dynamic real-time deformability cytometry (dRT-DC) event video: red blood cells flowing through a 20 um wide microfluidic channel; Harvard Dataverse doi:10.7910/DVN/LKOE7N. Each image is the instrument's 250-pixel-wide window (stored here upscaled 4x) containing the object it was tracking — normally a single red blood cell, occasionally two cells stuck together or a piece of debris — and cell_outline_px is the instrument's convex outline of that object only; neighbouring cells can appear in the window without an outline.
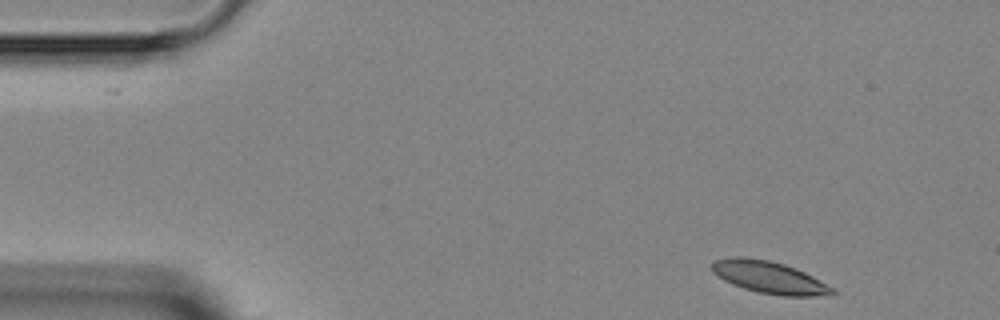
{"species": "Egyptian fruit bat (a non-hibernating species)", "species_latin": "Rousettus aegyptiacus", "temperature_condition": "room temperature", "stored_images_in_passage": 4, "camera_frame_rate_fps": 3000, "um_per_image_px": 0.085, "animal": {"sex": "female"}, "frame": {"image": 1, "passage_image": 1, "time_ms": 0.0, "image_size_px": [1000, 320], "cell_outline_px": [[836, 296], [780, 296], [760, 292], [744, 288], [732, 284], [716, 276], [712, 272], [712, 260], [732, 256], [740, 256], [768, 260], [784, 264], [796, 268], [836, 288]], "centroid_in_image_um": [65.42, 23.58], "position_along_channel_um": 19.6, "area_um2": 22.89}}